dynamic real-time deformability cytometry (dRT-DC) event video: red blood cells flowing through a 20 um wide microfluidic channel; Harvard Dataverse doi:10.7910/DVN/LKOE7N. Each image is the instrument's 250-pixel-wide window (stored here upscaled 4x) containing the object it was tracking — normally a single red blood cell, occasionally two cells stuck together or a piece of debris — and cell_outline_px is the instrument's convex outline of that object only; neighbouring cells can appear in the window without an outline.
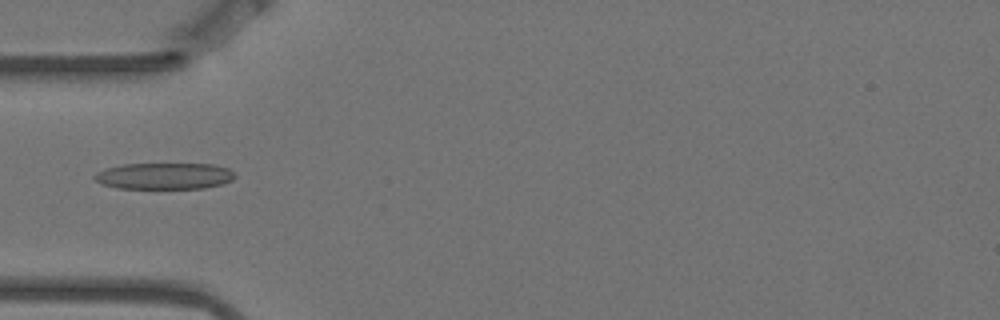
{"species": "Egyptian fruit bat (a non-hibernating species)", "species_latin": "Rousettus aegyptiacus", "temperature_condition": "warm", "stored_images_in_passage": 6, "camera_frame_rate_fps": 3000, "um_per_image_px": 0.085, "animal": {"sex": "female"}, "frame": {"image": 1, "passage_image": 5, "time_ms": 1.333, "image_size_px": [1000, 320], "cell_outline_px": [[236, 176], [232, 180], [224, 184], [204, 188], [116, 188], [100, 184], [92, 176], [96, 172], [104, 168], [124, 164], [212, 164], [228, 168]], "centroid_in_image_um": [13.94, 14.96], "position_along_channel_um": 71.1, "area_um2": 21.73}}
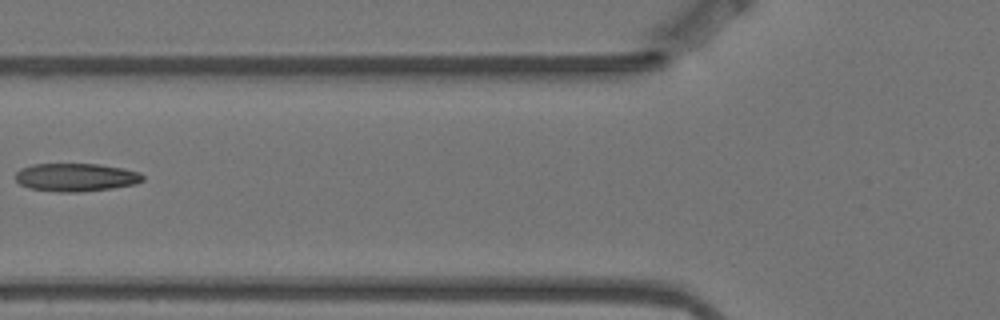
{"frame": {"image": 2, "passage_image": 6, "time_ms": 1.667, "image_size_px": [1000, 320], "cell_outline_px": [[144, 180], [136, 184], [112, 188], [80, 192], [56, 192], [28, 188], [20, 184], [16, 180], [16, 172], [20, 168], [32, 164], [100, 164], [124, 168], [140, 172], [144, 176]], "centroid_in_image_um": [6.46, 15.07], "position_along_channel_um": 119.3, "area_um2": 21.1}}